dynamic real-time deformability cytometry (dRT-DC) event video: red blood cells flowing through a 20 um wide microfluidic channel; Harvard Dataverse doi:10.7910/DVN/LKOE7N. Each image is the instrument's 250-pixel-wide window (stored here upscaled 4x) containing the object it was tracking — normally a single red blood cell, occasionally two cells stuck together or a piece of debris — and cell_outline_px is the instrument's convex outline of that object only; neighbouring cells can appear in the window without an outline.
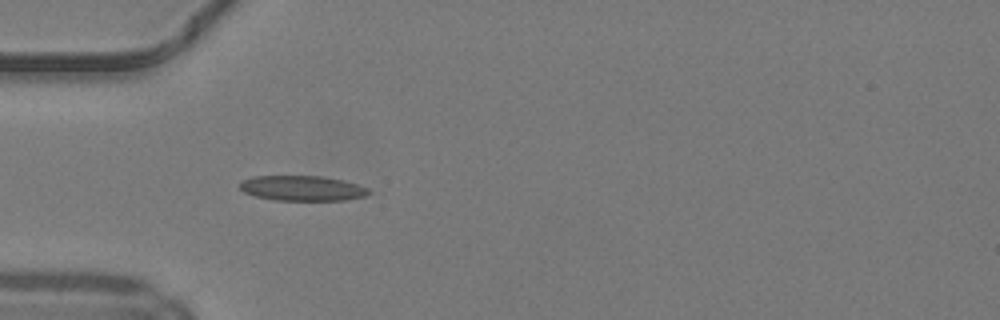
{"species": "common noctule bat (a hibernating species)", "species_latin": "Nyctalus noctula", "temperature_condition": "warm", "stored_images_in_passage": 3, "camera_frame_rate_fps": 3000, "um_per_image_px": 0.085, "animal": {"sex": "male", "body_mass_g": 19.2, "forearm_length_mm": 51.8}, "frame": {"image": 1, "passage_image": 1, "time_ms": 0.0, "image_size_px": [1000, 320], "cell_outline_px": [[372, 192], [364, 196], [344, 200], [272, 200], [256, 196], [244, 192], [240, 188], [240, 180], [252, 176], [324, 176], [344, 180], [368, 188]], "centroid_in_image_um": [25.68, 15.99], "position_along_channel_um": 59.3, "area_um2": 18.96}}